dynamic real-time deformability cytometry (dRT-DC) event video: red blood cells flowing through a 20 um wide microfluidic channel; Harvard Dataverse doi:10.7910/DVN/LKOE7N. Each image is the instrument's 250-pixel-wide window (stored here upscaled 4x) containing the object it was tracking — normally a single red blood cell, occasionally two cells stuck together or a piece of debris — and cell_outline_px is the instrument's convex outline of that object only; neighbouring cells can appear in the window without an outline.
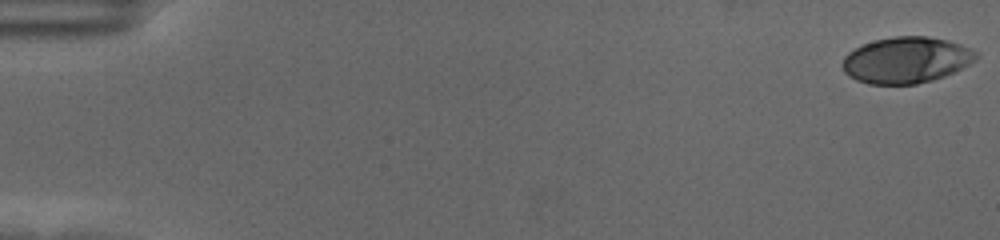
{"species": "human", "species_latin": "Homo sapiens", "temperature_condition": "cold", "stored_images_in_passage": 58, "camera_frame_rate_fps": 3000, "um_per_image_px": 0.085, "donor": {"sex": "female"}, "frame": {"image": 1, "passage_image": 1, "time_ms": 0.0, "image_size_px": [1000, 240], "cell_outline_px": [[980, 56], [976, 60], [944, 76], [932, 80], [916, 84], [868, 84], [856, 80], [848, 76], [844, 72], [840, 64], [844, 56], [848, 52], [864, 44], [876, 40], [896, 36], [928, 36], [948, 40], [972, 48], [980, 52]], "centroid_in_image_um": [77.03, 5.1], "position_along_channel_um": 8.0, "area_um2": 36.18}}
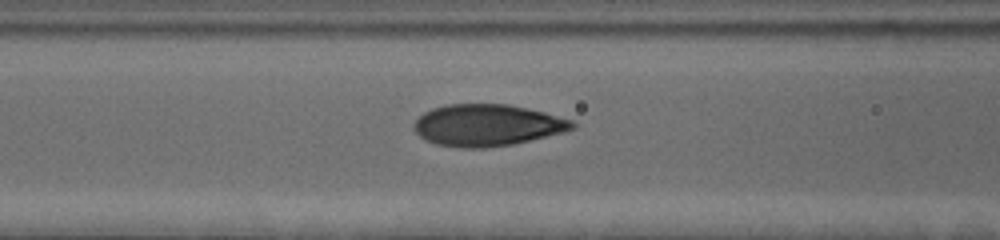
{"frame": {"image": 2, "passage_image": 25, "time_ms": 8.0, "image_size_px": [1000, 240], "cell_outline_px": [[576, 128], [564, 132], [512, 144], [484, 148], [460, 148], [436, 144], [424, 140], [412, 128], [412, 124], [424, 112], [432, 108], [448, 104], [508, 104], [544, 112], [572, 120], [576, 124]], "centroid_in_image_um": [41.39, 10.64], "position_along_channel_um": 125.2, "area_um2": 38.55}}
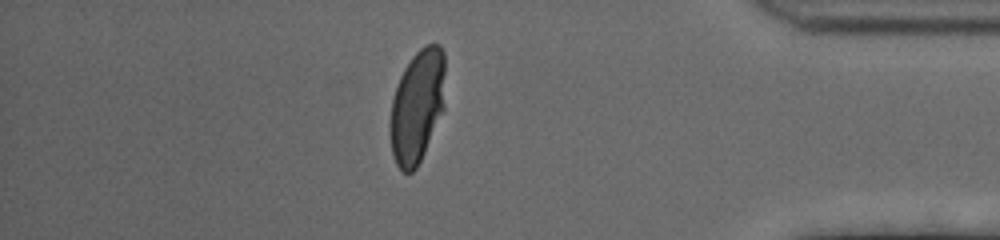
{"frame": {"image": 3, "passage_image": 51, "time_ms": 16.667, "image_size_px": [1000, 240], "cell_outline_px": [[444, 108], [424, 152], [416, 168], [412, 172], [404, 172], [396, 164], [392, 152], [388, 124], [392, 100], [400, 76], [404, 68], [412, 56], [420, 48], [428, 44], [440, 44], [444, 52]], "centroid_in_image_um": [35.44, 9.01], "position_along_channel_um": 399.8, "area_um2": 36.3}, "authors_computed_cell_mechanics": {"area_um2": 37.0209, "velocity_mm_per_s": 3.5185, "shape_relaxation_time_tau1_ms": 4.5607, "shape_relaxation_time_tau2_ms": null, "deformation_change_tau1": 0.2112, "deformation_change_tau2": null}}